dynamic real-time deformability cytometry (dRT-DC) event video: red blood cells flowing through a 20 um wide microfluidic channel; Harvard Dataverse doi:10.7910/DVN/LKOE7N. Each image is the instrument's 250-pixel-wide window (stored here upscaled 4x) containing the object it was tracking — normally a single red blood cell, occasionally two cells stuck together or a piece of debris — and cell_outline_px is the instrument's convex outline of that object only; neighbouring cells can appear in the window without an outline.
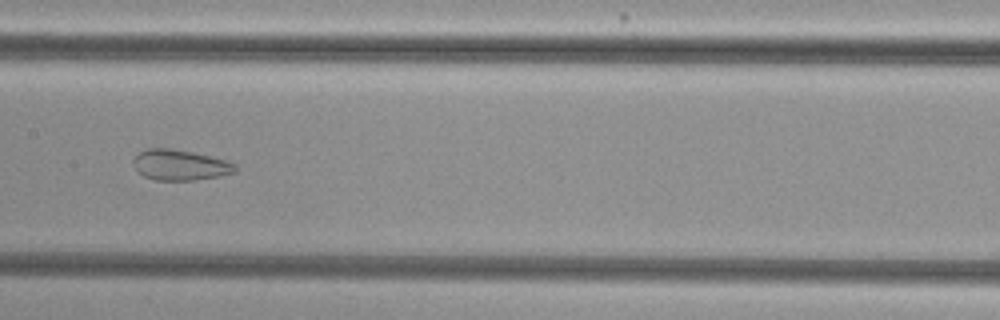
{"species": "common noctule bat (a hibernating species)", "species_latin": "Nyctalus noctula", "temperature_condition": "cold", "stored_images_in_passage": 39, "camera_frame_rate_fps": 3000, "um_per_image_px": 0.085, "animal": {"sex": "female", "body_mass_g": 29.2, "forearm_length_mm": 56.3}, "frame": {"image": 1, "passage_image": 13, "time_ms": 4.0, "image_size_px": [1000, 320], "cell_outline_px": [[236, 172], [220, 176], [192, 180], [156, 180], [144, 176], [136, 172], [132, 164], [132, 160], [140, 152], [148, 148], [168, 148], [192, 152], [228, 160], [236, 164]], "centroid_in_image_um": [15.29, 14.03], "position_along_channel_um": 192.1, "area_um2": 18.26}}
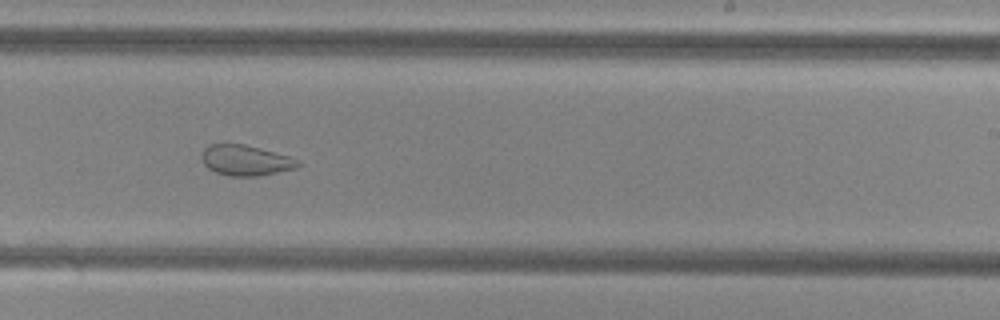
{"frame": {"image": 2, "passage_image": 19, "time_ms": 6.0, "image_size_px": [1000, 320], "cell_outline_px": [[304, 164], [296, 168], [256, 176], [228, 176], [216, 172], [208, 168], [204, 164], [204, 148], [208, 144], [244, 144], [260, 148], [288, 156]], "centroid_in_image_um": [20.89, 13.63], "position_along_channel_um": 268.1, "area_um2": 16.82}}
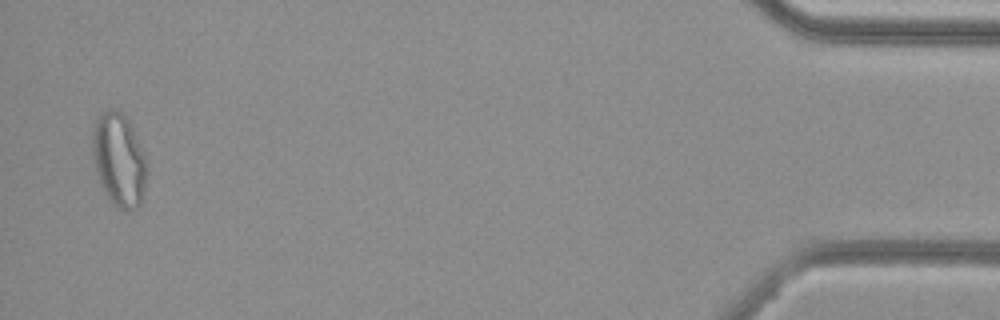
{"frame": {"image": 3, "passage_image": 38, "time_ms": 12.333, "image_size_px": [1000, 320], "cell_outline_px": [[148, 172], [144, 192], [140, 204], [136, 208], [128, 212], [124, 212], [104, 192], [100, 184], [96, 172], [92, 156], [92, 128], [96, 116], [104, 108], [116, 108], [128, 120], [132, 128], [144, 156]], "centroid_in_image_um": [10.08, 13.55], "position_along_channel_um": 425.1, "area_um2": 29.82}, "authors_computed_cell_mechanics": {"area_um2": 21.4438, "velocity_mm_per_s": 3.8143, "shape_relaxation_time_tau1_ms": null, "shape_relaxation_time_tau2_ms": 1.7952, "deformation_change_tau1": null, "deformation_change_tau2": 0.0822}}